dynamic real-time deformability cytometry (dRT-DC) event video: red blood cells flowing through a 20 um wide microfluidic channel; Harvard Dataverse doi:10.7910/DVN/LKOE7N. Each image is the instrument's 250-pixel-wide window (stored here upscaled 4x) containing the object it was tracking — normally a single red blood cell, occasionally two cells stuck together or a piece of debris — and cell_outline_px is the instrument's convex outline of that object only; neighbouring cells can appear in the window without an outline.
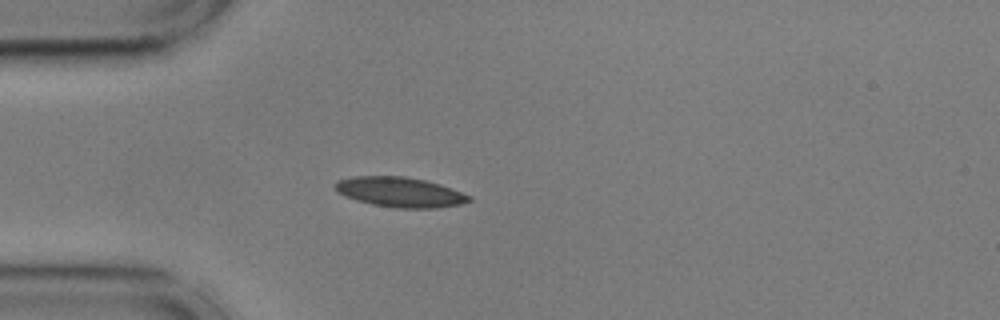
{"species": "common noctule bat (a hibernating species)", "species_latin": "Nyctalus noctula", "temperature_condition": "cold", "stored_images_in_passage": 27, "camera_frame_rate_fps": 3000, "um_per_image_px": 0.085, "animal": {"sex": "male", "body_mass_g": 17.9, "forearm_length_mm": 54.2}, "frame": {"image": 1, "passage_image": 1, "time_ms": 0.0, "image_size_px": [1000, 320], "cell_outline_px": [[472, 200], [460, 204], [436, 208], [396, 208], [372, 204], [356, 200], [336, 192], [332, 184], [336, 180], [356, 176], [404, 176], [424, 180], [440, 184], [472, 196]], "centroid_in_image_um": [33.96, 16.32], "position_along_channel_um": 51.0, "area_um2": 23.47}}
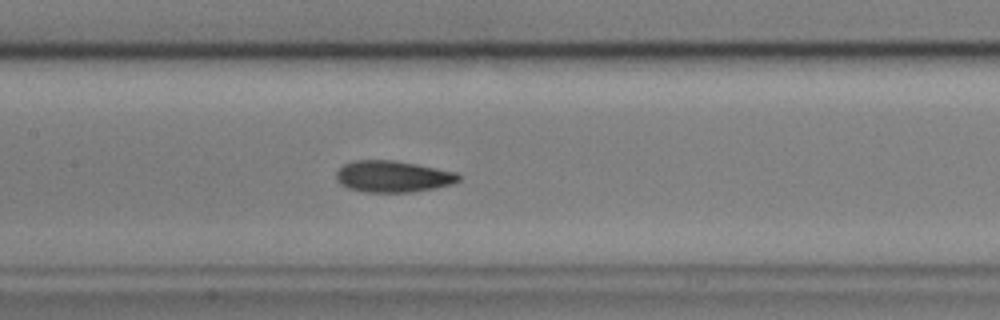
{"frame": {"image": 2, "passage_image": 12, "time_ms": 3.667, "image_size_px": [1000, 320], "cell_outline_px": [[460, 180], [452, 184], [436, 188], [412, 192], [364, 192], [348, 188], [340, 184], [336, 180], [336, 172], [344, 164], [352, 160], [392, 160], [416, 164], [456, 172], [460, 176]], "centroid_in_image_um": [33.38, 15.0], "position_along_channel_um": 174.0, "area_um2": 22.54}}